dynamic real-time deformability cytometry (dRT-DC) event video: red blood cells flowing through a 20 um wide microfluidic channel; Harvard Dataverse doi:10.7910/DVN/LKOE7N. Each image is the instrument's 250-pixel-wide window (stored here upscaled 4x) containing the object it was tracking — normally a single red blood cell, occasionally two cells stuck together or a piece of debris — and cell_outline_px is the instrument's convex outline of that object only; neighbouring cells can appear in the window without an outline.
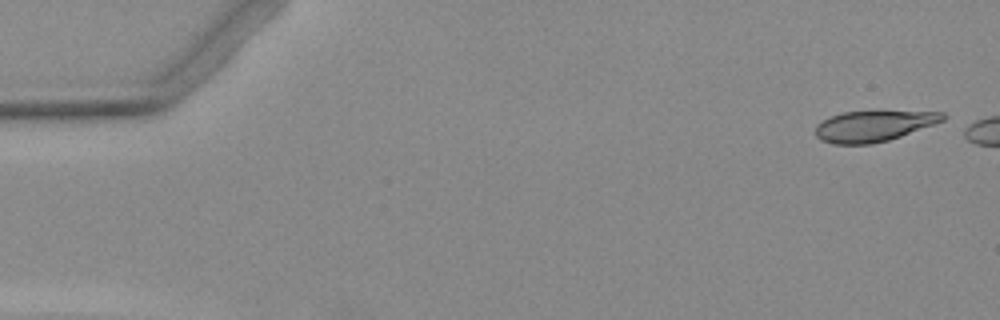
{"species": "Egyptian fruit bat (a non-hibernating species)", "species_latin": "Rousettus aegyptiacus", "temperature_condition": "warm", "stored_images_in_passage": 5, "camera_frame_rate_fps": 3000, "um_per_image_px": 0.085, "animal": {"sex": "female"}, "frame": {"image": 1, "passage_image": 1, "time_ms": 0.0, "image_size_px": [1000, 320], "cell_outline_px": [[948, 116], [944, 120], [900, 136], [888, 140], [872, 144], [832, 144], [820, 140], [816, 136], [816, 124], [832, 116], [844, 112], [872, 108], [944, 112]], "centroid_in_image_um": [74.29, 10.65], "position_along_channel_um": 10.7, "area_um2": 23.87}}